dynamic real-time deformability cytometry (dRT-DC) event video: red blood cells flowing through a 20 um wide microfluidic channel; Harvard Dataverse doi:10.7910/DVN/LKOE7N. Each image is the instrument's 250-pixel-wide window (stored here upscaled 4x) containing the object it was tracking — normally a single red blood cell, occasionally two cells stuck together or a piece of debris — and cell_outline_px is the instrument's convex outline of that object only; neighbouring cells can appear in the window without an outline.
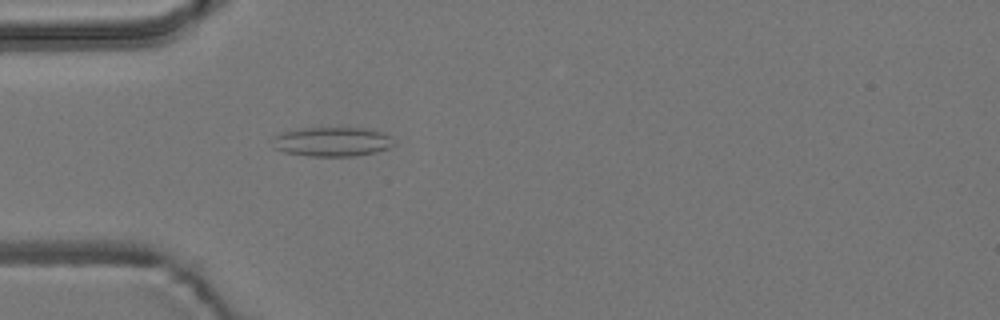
{"species": "common noctule bat (a hibernating species)", "species_latin": "Nyctalus noctula", "temperature_condition": "room temperature", "stored_images_in_passage": 4, "camera_frame_rate_fps": 3000, "um_per_image_px": 0.085, "animal": {"sex": "male", "body_mass_g": 19.2, "forearm_length_mm": 51.8}, "frame": {"image": 1, "passage_image": 4, "time_ms": 3.333, "image_size_px": [1000, 320], "cell_outline_px": [[396, 144], [388, 148], [376, 152], [356, 156], [308, 156], [284, 152], [272, 148], [272, 140], [280, 132], [300, 128], [372, 128], [384, 132], [392, 136]], "centroid_in_image_um": [28.26, 12.04], "position_along_channel_um": 56.7, "area_um2": 21.21}}